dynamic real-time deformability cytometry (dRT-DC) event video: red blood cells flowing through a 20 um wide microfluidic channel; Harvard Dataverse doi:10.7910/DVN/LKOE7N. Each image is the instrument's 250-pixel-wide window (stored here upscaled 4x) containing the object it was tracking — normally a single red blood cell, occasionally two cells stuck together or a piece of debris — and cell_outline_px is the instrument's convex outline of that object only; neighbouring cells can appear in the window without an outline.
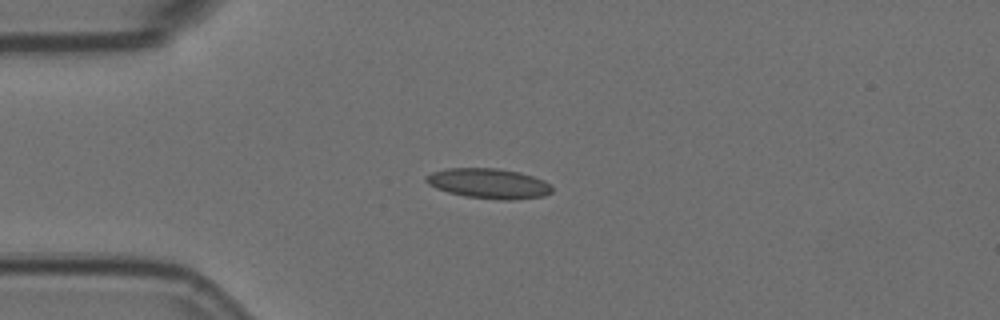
{"species": "Egyptian fruit bat (a non-hibernating species)", "species_latin": "Rousettus aegyptiacus", "temperature_condition": "room temperature", "stored_images_in_passage": 4, "camera_frame_rate_fps": 3000, "um_per_image_px": 0.085, "animal": {"sex": "female"}, "frame": {"image": 1, "passage_image": 3, "time_ms": 0.667, "image_size_px": [1000, 320], "cell_outline_px": [[552, 192], [544, 196], [512, 200], [500, 200], [464, 196], [448, 192], [436, 188], [428, 184], [424, 180], [424, 176], [432, 172], [448, 168], [496, 168], [520, 172], [544, 180], [552, 184]], "centroid_in_image_um": [41.54, 15.59], "position_along_channel_um": 43.5, "area_um2": 22.25}}